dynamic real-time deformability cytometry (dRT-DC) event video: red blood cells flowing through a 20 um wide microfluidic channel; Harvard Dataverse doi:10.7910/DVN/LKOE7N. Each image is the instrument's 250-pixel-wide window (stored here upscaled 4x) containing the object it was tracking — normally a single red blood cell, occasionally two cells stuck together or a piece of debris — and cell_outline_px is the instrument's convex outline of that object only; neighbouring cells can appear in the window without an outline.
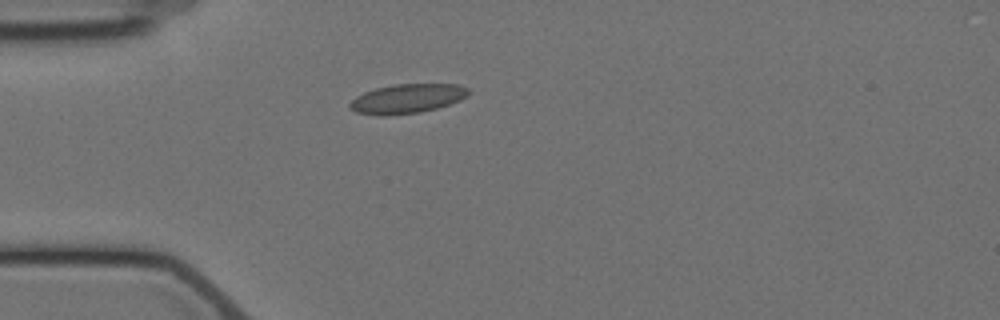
{"species": "Egyptian fruit bat (a non-hibernating species)", "species_latin": "Rousettus aegyptiacus", "temperature_condition": "cold", "stored_images_in_passage": 4, "camera_frame_rate_fps": 3000, "um_per_image_px": 0.085, "animal": {"sex": "female"}, "frame": {"image": 1, "passage_image": 1, "time_ms": 0.0, "image_size_px": [1000, 320], "cell_outline_px": [[468, 96], [460, 100], [436, 108], [420, 112], [384, 116], [380, 116], [356, 112], [348, 104], [356, 96], [364, 92], [376, 88], [396, 84], [460, 84], [468, 88]], "centroid_in_image_um": [34.61, 8.38], "position_along_channel_um": 50.4, "area_um2": 20.17}}
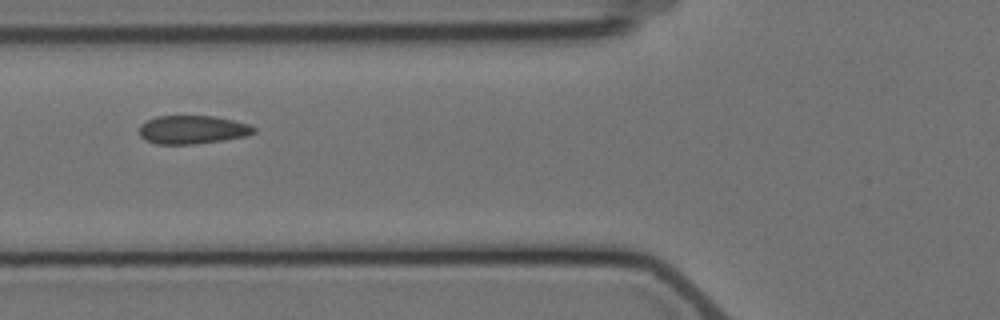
{"frame": {"image": 2, "passage_image": 3, "time_ms": 2.0, "image_size_px": [1000, 320], "cell_outline_px": [[256, 132], [244, 136], [224, 140], [196, 144], [156, 144], [144, 140], [140, 136], [140, 124], [156, 116], [212, 116], [232, 120], [248, 124], [256, 128]], "centroid_in_image_um": [16.33, 11.03], "position_along_channel_um": 109.5, "area_um2": 18.96}}
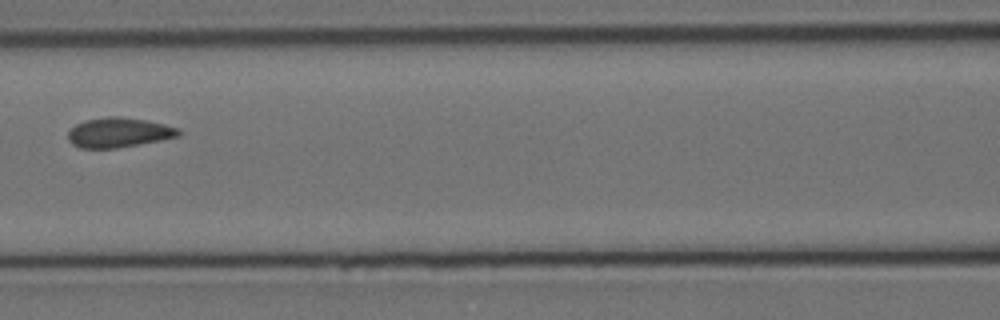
{"frame": {"image": 3, "passage_image": 4, "time_ms": 3.333, "image_size_px": [1000, 320], "cell_outline_px": [[180, 132], [176, 136], [160, 140], [116, 148], [80, 148], [72, 144], [68, 140], [68, 132], [76, 124], [84, 120], [108, 116], [120, 116], [144, 120], [164, 124], [176, 128]], "centroid_in_image_um": [10.02, 11.26], "position_along_channel_um": 156.6, "area_um2": 18.9}}